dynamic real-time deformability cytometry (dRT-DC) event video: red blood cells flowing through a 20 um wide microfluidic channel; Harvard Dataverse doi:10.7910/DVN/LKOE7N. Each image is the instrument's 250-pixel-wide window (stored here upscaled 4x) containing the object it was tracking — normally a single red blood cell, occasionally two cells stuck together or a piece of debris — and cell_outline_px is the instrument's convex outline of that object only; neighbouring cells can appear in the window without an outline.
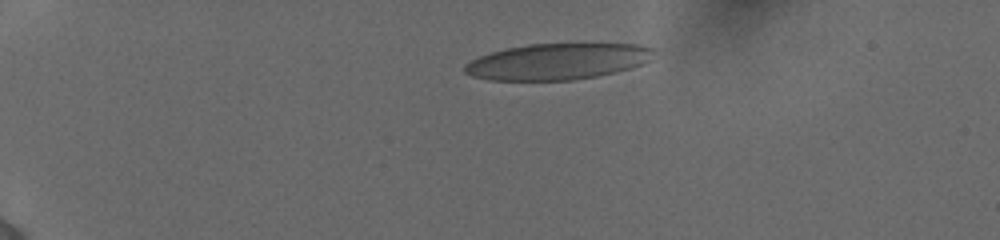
{"species": "human", "species_latin": "Homo sapiens", "temperature_condition": "cold", "stored_images_in_passage": 12, "camera_frame_rate_fps": 3000, "um_per_image_px": 0.085, "donor": {"sex": "female"}, "frame": {"image": 1, "passage_image": 1, "time_ms": 0.0, "image_size_px": [1000, 240], "cell_outline_px": [[652, 48], [648, 60], [640, 64], [628, 68], [596, 76], [572, 80], [488, 80], [472, 76], [464, 72], [464, 64], [480, 56], [504, 48], [528, 44], [640, 44]], "centroid_in_image_um": [47.3, 5.23], "position_along_channel_um": 37.7, "area_um2": 39.36}}
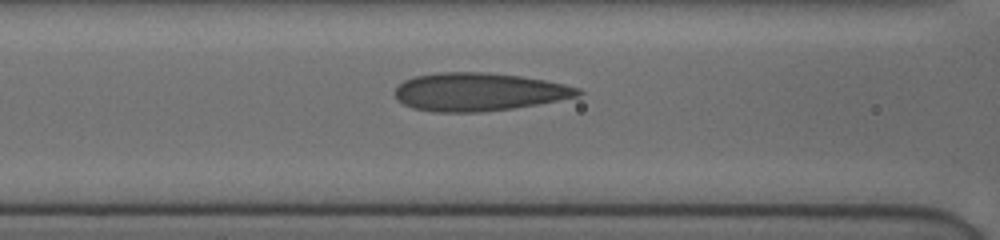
{"frame": {"image": 2, "passage_image": 9, "time_ms": 4.333, "image_size_px": [1000, 240], "cell_outline_px": [[584, 92], [580, 96], [536, 104], [512, 108], [476, 112], [432, 112], [412, 108], [404, 104], [396, 96], [396, 88], [404, 80], [416, 76], [436, 72], [488, 72], [520, 76], [544, 80], [564, 84], [580, 88]], "centroid_in_image_um": [40.7, 7.8], "position_along_channel_um": 125.9, "area_um2": 40.52}}
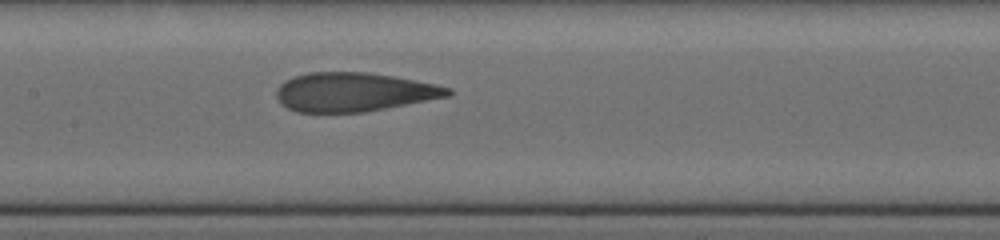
{"frame": {"image": 3, "passage_image": 12, "time_ms": 5.667, "image_size_px": [1000, 240], "cell_outline_px": [[452, 96], [364, 112], [296, 112], [280, 104], [276, 96], [276, 88], [284, 80], [308, 72], [368, 72], [392, 76], [436, 84], [452, 88]], "centroid_in_image_um": [30.08, 7.82], "position_along_channel_um": 177.3, "area_um2": 39.07}}